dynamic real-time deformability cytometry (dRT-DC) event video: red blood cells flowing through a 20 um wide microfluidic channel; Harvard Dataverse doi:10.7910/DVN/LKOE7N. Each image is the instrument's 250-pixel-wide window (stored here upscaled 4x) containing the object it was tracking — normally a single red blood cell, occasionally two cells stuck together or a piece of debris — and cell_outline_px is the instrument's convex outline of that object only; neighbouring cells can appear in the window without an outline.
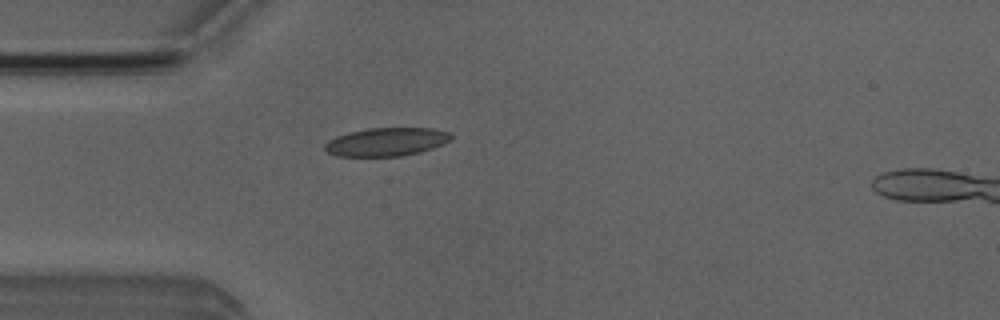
{"species": "Egyptian fruit bat (a non-hibernating species)", "species_latin": "Rousettus aegyptiacus", "temperature_condition": "room temperature", "stored_images_in_passage": 4, "camera_frame_rate_fps": 3000, "um_per_image_px": 0.085, "animal": {"sex": "male"}, "frame": {"image": 1, "passage_image": 4, "time_ms": 4.333, "image_size_px": [1000, 320], "cell_outline_px": [[452, 140], [444, 144], [420, 152], [400, 156], [336, 156], [328, 152], [324, 148], [324, 144], [328, 140], [336, 136], [348, 132], [368, 128], [432, 128], [448, 132], [452, 136]], "centroid_in_image_um": [32.84, 12.05], "position_along_channel_um": 52.2, "area_um2": 20.92}}